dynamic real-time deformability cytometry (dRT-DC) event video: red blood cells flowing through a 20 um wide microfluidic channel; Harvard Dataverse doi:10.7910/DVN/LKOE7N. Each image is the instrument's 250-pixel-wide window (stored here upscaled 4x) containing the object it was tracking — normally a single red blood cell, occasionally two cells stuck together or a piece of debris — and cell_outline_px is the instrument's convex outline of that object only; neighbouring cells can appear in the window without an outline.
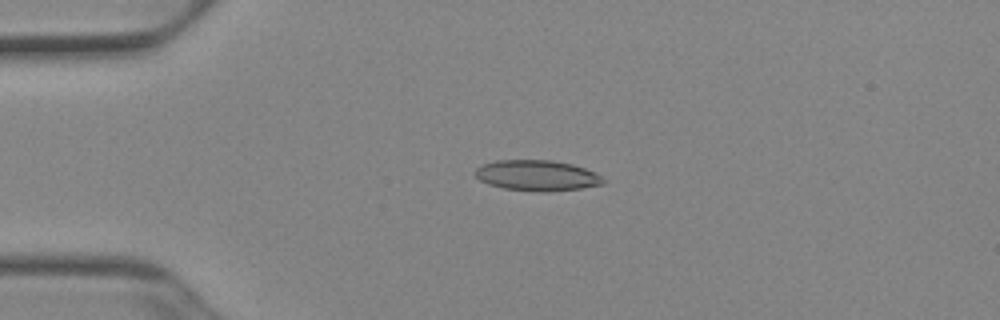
{"species": "Egyptian fruit bat (a non-hibernating species)", "species_latin": "Rousettus aegyptiacus", "temperature_condition": "cold", "stored_images_in_passage": 50, "camera_frame_rate_fps": 3000, "um_per_image_px": 0.085, "animal": {"sex": "female"}, "frame": {"image": 1, "passage_image": 11, "time_ms": 3.333, "image_size_px": [1000, 320], "cell_outline_px": [[604, 184], [580, 188], [548, 192], [540, 192], [504, 188], [488, 184], [480, 180], [476, 176], [476, 168], [480, 164], [496, 160], [552, 160], [572, 164], [584, 168], [600, 176], [604, 180]], "centroid_in_image_um": [45.61, 14.91], "position_along_channel_um": 39.4, "area_um2": 22.77}}
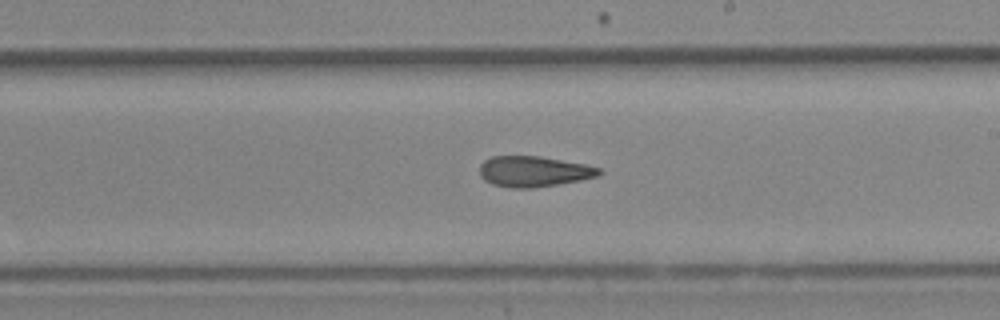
{"frame": {"image": 2, "passage_image": 29, "time_ms": 9.333, "image_size_px": [1000, 320], "cell_outline_px": [[604, 172], [600, 176], [580, 180], [532, 188], [512, 188], [492, 184], [484, 180], [480, 176], [480, 164], [484, 160], [492, 156], [540, 156], [584, 164], [600, 168]], "centroid_in_image_um": [45.37, 14.57], "position_along_channel_um": 243.6, "area_um2": 21.39}}
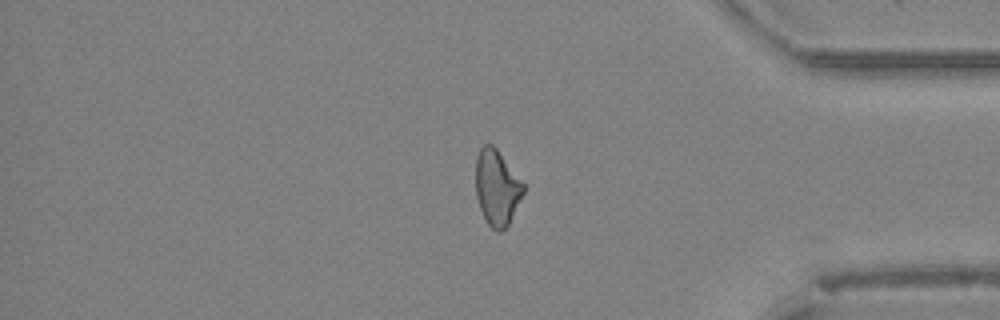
{"frame": {"image": 3, "passage_image": 42, "time_ms": 13.667, "image_size_px": [1000, 320], "cell_outline_px": [[524, 192], [508, 224], [500, 232], [496, 232], [488, 224], [480, 208], [476, 196], [476, 156], [480, 148], [484, 144], [492, 144], [496, 148], [524, 184]], "centroid_in_image_um": [42.22, 15.94], "position_along_channel_um": 393.0, "area_um2": 20.69}, "authors_computed_cell_mechanics": {"area_um2": 21.6172, "velocity_mm_per_s": 3.944, "shape_relaxation_time_tau1_ms": null, "shape_relaxation_time_tau2_ms": 4.6566, "deformation_change_tau1": null, "deformation_change_tau2": 0.1352}}